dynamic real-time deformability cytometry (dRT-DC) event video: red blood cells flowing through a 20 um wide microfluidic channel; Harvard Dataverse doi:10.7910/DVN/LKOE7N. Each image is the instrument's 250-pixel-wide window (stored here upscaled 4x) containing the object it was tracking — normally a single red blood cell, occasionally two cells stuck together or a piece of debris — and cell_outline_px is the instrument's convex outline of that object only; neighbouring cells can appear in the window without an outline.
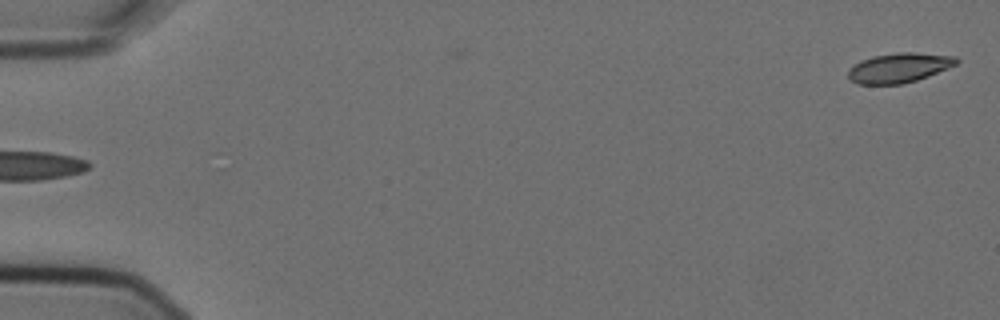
{"species": "Egyptian fruit bat (a non-hibernating species)", "species_latin": "Rousettus aegyptiacus", "temperature_condition": "cold", "stored_images_in_passage": 5, "segment_of_instrument_passage": [2, 2], "camera_frame_rate_fps": 3000, "um_per_image_px": 0.085, "animal": {"sex": "female"}, "frame": {"image": 1, "passage_image": 5, "time_ms": 1.333, "image_size_px": [1000, 320], "cell_outline_px": [[960, 60], [956, 64], [948, 68], [928, 76], [904, 84], [860, 84], [852, 80], [848, 76], [848, 68], [872, 56], [900, 52], [916, 52], [956, 56]], "centroid_in_image_um": [76.46, 5.75], "position_along_channel_um": 8.5, "area_um2": 18.61}}